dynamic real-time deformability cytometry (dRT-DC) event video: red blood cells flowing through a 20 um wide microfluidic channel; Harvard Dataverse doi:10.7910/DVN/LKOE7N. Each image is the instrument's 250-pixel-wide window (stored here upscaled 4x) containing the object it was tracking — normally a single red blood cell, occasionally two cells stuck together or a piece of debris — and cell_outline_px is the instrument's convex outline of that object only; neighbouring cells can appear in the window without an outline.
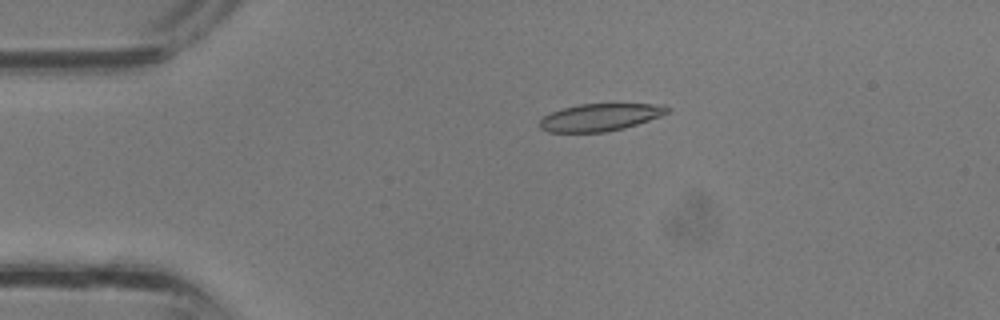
{"species": "common noctule bat (a hibernating species)", "species_latin": "Nyctalus noctula", "temperature_condition": "room temperature", "stored_images_in_passage": 36, "camera_frame_rate_fps": 3000, "um_per_image_px": 0.085, "animal": {"sex": "male", "body_mass_g": 13.3}, "frame": {"image": 1, "passage_image": 8, "time_ms": 2.333, "image_size_px": [1000, 320], "cell_outline_px": [[672, 108], [668, 112], [660, 116], [624, 128], [608, 132], [548, 132], [540, 128], [540, 120], [544, 116], [552, 112], [564, 108], [580, 104], [664, 104]], "centroid_in_image_um": [51.03, 9.97], "position_along_channel_um": 34.0, "area_um2": 20.23}}
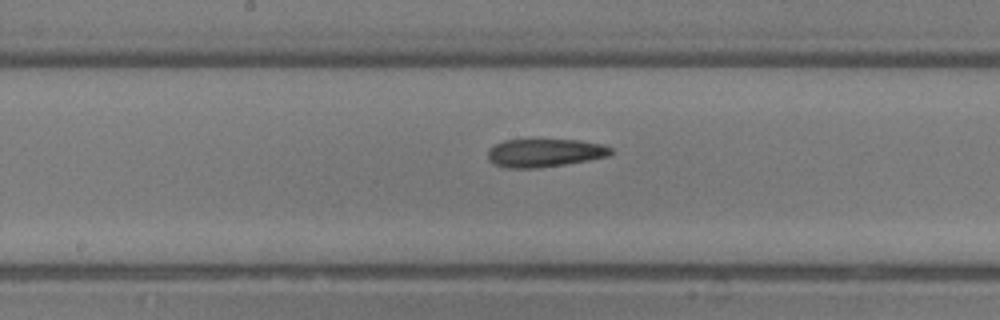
{"frame": {"image": 2, "passage_image": 19, "time_ms": 6.0, "image_size_px": [1000, 320], "cell_outline_px": [[612, 152], [608, 156], [588, 160], [564, 164], [536, 168], [508, 168], [496, 164], [488, 160], [488, 152], [496, 144], [504, 140], [580, 140], [600, 144], [612, 148]], "centroid_in_image_um": [46.3, 12.99], "position_along_channel_um": 201.9, "area_um2": 19.88}}
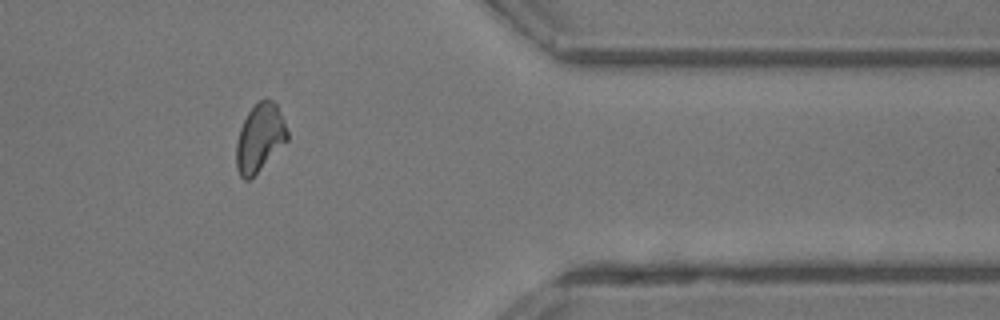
{"frame": {"image": 3, "passage_image": 30, "time_ms": 9.667, "image_size_px": [1000, 320], "cell_outline_px": [[288, 140], [248, 180], [244, 180], [240, 176], [236, 168], [236, 144], [240, 128], [248, 112], [264, 96], [272, 100], [276, 104], [288, 132]], "centroid_in_image_um": [22.06, 11.69], "position_along_channel_um": 389.3, "area_um2": 19.83}}